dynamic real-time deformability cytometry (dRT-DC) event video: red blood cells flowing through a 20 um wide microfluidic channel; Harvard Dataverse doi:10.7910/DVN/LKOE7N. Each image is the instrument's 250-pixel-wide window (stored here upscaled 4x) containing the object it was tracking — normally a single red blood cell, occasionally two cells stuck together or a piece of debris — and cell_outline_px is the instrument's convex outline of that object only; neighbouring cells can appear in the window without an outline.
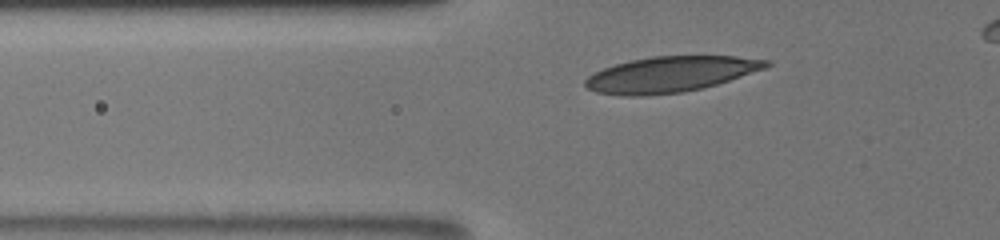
{"species": "human", "species_latin": "Homo sapiens", "temperature_condition": "room temperature", "stored_images_in_passage": 9, "camera_frame_rate_fps": 3000, "um_per_image_px": 0.085, "donor": {"sex": "male"}, "frame": {"image": 1, "passage_image": 4, "time_ms": 2.0, "image_size_px": [1000, 240], "cell_outline_px": [[772, 64], [768, 68], [716, 84], [700, 88], [680, 92], [640, 96], [620, 96], [596, 92], [588, 88], [584, 84], [584, 80], [588, 76], [604, 68], [616, 64], [632, 60], [652, 56], [736, 56], [772, 60]], "centroid_in_image_um": [57.02, 6.31], "position_along_channel_um": 68.8, "area_um2": 37.51}}
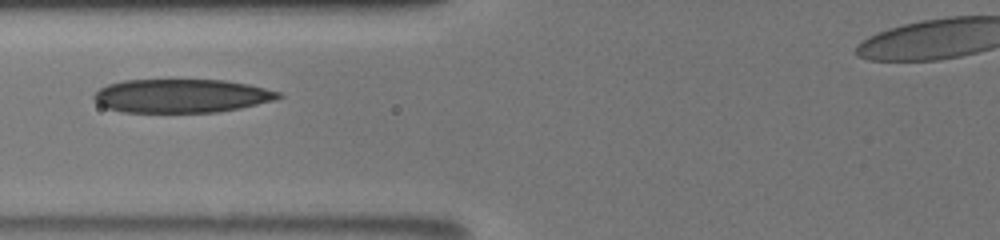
{"frame": {"image": 2, "passage_image": 6, "time_ms": 3.333, "image_size_px": [1000, 240], "cell_outline_px": [[284, 96], [276, 100], [240, 108], [216, 112], [124, 112], [108, 108], [100, 104], [92, 96], [100, 88], [108, 84], [124, 80], [224, 80], [248, 84], [280, 92]], "centroid_in_image_um": [15.46, 8.15], "position_along_channel_um": 110.3, "area_um2": 36.01}}
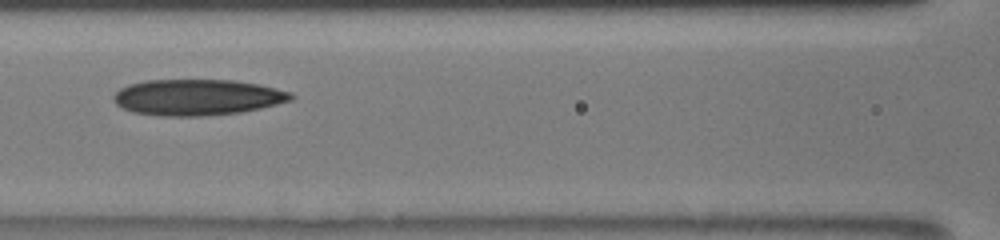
{"frame": {"image": 3, "passage_image": 8, "time_ms": 4.333, "image_size_px": [1000, 240], "cell_outline_px": [[296, 96], [292, 100], [260, 108], [240, 112], [200, 116], [160, 116], [132, 112], [116, 104], [112, 100], [112, 96], [120, 88], [128, 84], [144, 80], [232, 80], [256, 84], [276, 88], [292, 92]], "centroid_in_image_um": [16.74, 8.27], "position_along_channel_um": 149.9, "area_um2": 37.34}}